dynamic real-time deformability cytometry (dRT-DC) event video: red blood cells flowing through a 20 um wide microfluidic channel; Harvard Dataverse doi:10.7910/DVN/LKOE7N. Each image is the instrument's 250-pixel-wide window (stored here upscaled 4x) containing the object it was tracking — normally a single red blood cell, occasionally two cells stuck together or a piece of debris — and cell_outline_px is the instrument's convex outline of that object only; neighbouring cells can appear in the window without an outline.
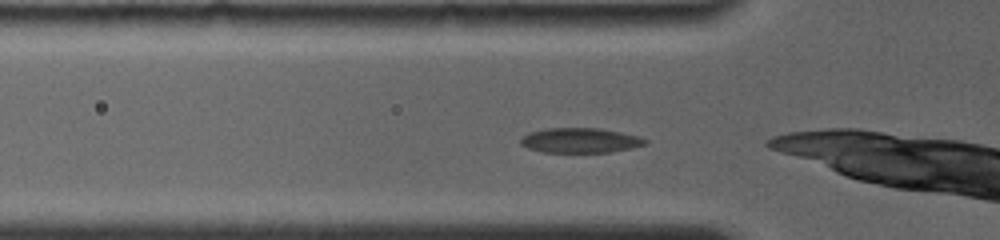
{"species": "common noctule bat (a hibernating species)", "species_latin": "Nyctalus noctula", "temperature_condition": "room temperature", "stored_images_in_passage": 23, "camera_frame_rate_fps": 4000, "um_per_image_px": 0.085, "animal": {"sex": "female", "body_mass_g": 19.0, "forearm_length_mm": 56.7}, "frame": {"image": 1, "passage_image": 2, "time_ms": 0.25, "image_size_px": [1000, 240], "cell_outline_px": [[648, 144], [608, 152], [544, 152], [528, 148], [520, 144], [520, 140], [528, 132], [544, 128], [600, 128], [640, 136], [648, 140]], "centroid_in_image_um": [49.31, 11.92], "position_along_channel_um": 76.5, "area_um2": 18.03}}
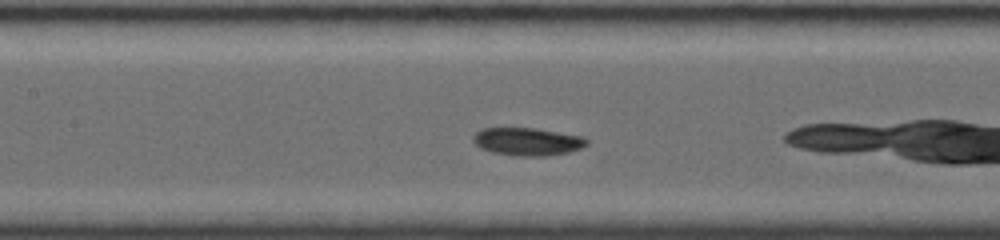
{"frame": {"image": 2, "passage_image": 10, "time_ms": 2.5, "image_size_px": [1000, 240], "cell_outline_px": [[588, 144], [580, 148], [568, 152], [544, 156], [516, 156], [492, 152], [480, 148], [472, 140], [472, 136], [480, 128], [536, 128], [584, 136], [588, 140]], "centroid_in_image_um": [44.82, 12.03], "position_along_channel_um": 162.6, "area_um2": 18.55}}
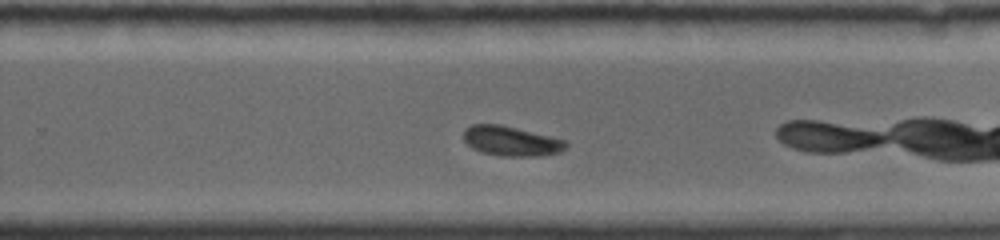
{"frame": {"image": 3, "passage_image": 15, "time_ms": 5.75, "image_size_px": [1000, 240], "cell_outline_px": [[568, 144], [560, 152], [536, 156], [500, 156], [480, 152], [472, 148], [464, 140], [464, 128], [472, 124], [500, 124], [568, 140]], "centroid_in_image_um": [43.44, 11.98], "position_along_channel_um": 286.4, "area_um2": 17.86}}